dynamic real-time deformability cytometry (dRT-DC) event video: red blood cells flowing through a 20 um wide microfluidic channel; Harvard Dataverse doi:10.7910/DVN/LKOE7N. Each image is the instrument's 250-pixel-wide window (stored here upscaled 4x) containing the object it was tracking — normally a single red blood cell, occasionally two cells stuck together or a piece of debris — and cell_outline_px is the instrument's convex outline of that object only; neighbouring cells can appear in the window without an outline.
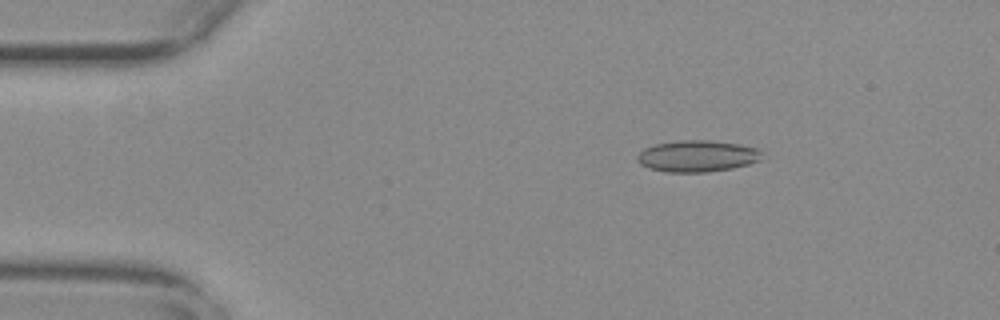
{"species": "common noctule bat (a hibernating species)", "species_latin": "Nyctalus noctula", "temperature_condition": "warm", "stored_images_in_passage": 41, "camera_frame_rate_fps": 3000, "um_per_image_px": 0.085, "animal": {"sex": "female", "body_mass_g": 29.2, "forearm_length_mm": 56.3}, "frame": {"image": 1, "passage_image": 2, "time_ms": 0.333, "image_size_px": [1000, 320], "cell_outline_px": [[764, 152], [760, 160], [748, 164], [732, 168], [708, 172], [668, 172], [648, 168], [640, 164], [636, 160], [636, 156], [644, 148], [656, 144], [680, 140], [712, 140], [740, 144], [756, 148]], "centroid_in_image_um": [59.27, 13.26], "position_along_channel_um": 25.7, "area_um2": 23.06}}
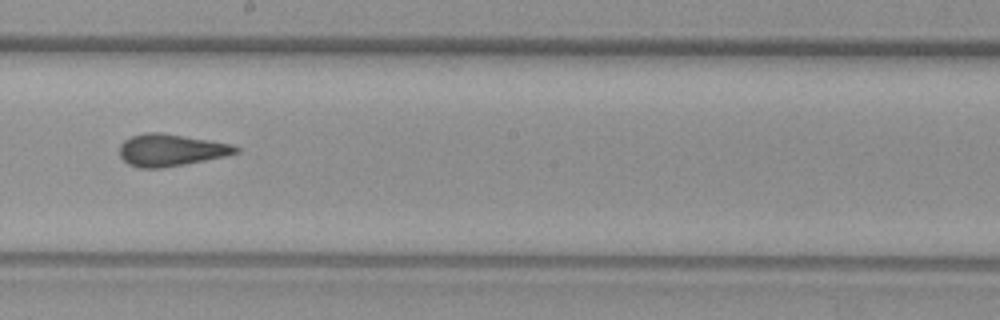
{"frame": {"image": 2, "passage_image": 24, "time_ms": 7.667, "image_size_px": [1000, 320], "cell_outline_px": [[240, 152], [224, 156], [184, 164], [160, 168], [140, 168], [128, 164], [120, 156], [120, 144], [124, 140], [132, 136], [144, 132], [160, 132], [232, 144], [240, 148]], "centroid_in_image_um": [14.5, 12.75], "position_along_channel_um": 233.7, "area_um2": 21.56}}
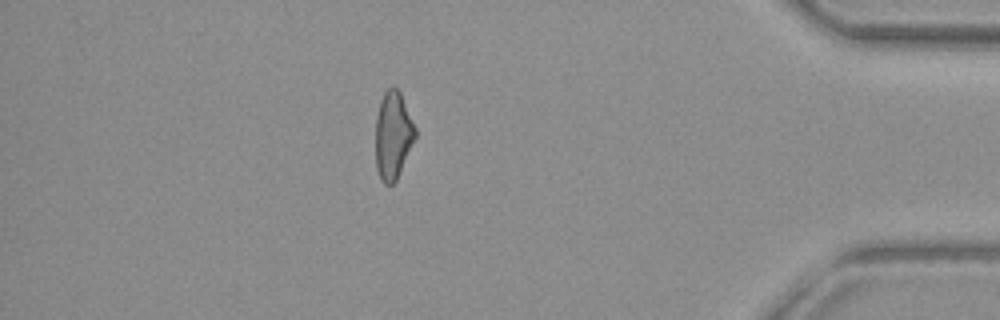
{"frame": {"image": 3, "passage_image": 41, "time_ms": 13.333, "image_size_px": [1000, 320], "cell_outline_px": [[416, 136], [400, 172], [396, 180], [392, 184], [384, 184], [380, 180], [376, 168], [376, 116], [380, 100], [384, 92], [388, 88], [396, 88], [400, 92], [416, 128]], "centroid_in_image_um": [33.39, 11.51], "position_along_channel_um": 401.8, "area_um2": 20.17}, "authors_computed_cell_mechanics": {"area_um2": 21.6172, "velocity_mm_per_s": 3.7577, "shape_relaxation_time_tau1_ms": null, "shape_relaxation_time_tau2_ms": 1.8455, "deformation_change_tau1": null, "deformation_change_tau2": 0.0834}}